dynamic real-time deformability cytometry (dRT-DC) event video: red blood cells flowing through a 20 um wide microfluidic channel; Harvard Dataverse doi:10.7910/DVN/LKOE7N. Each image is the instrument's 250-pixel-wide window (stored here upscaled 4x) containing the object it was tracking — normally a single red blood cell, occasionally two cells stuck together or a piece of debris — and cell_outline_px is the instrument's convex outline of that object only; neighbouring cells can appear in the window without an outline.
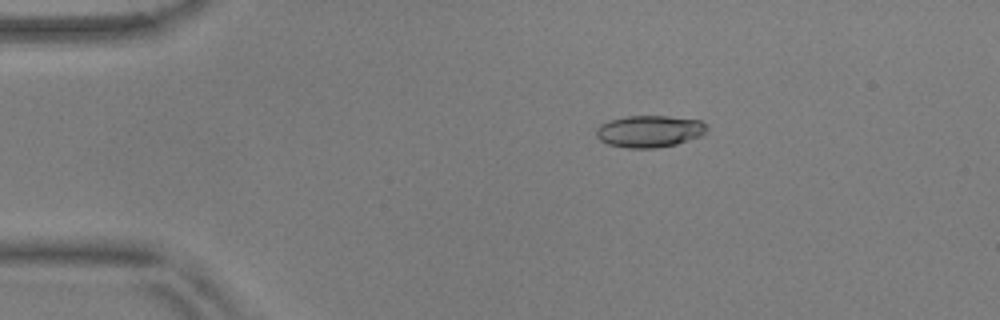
{"species": "common noctule bat (a hibernating species)", "species_latin": "Nyctalus noctula", "temperature_condition": "warm", "stored_images_in_passage": 55, "camera_frame_rate_fps": 3000, "um_per_image_px": 0.085, "animal": {"sex": "male", "body_mass_g": 17.9, "forearm_length_mm": 54.2}, "frame": {"image": 1, "passage_image": 10, "time_ms": 3.0, "image_size_px": [1000, 320], "cell_outline_px": [[708, 132], [700, 136], [676, 144], [656, 148], [628, 148], [608, 144], [600, 140], [596, 136], [596, 128], [600, 124], [608, 120], [628, 116], [668, 116], [700, 120], [708, 128]], "centroid_in_image_um": [55.19, 11.16], "position_along_channel_um": 29.8, "area_um2": 20.63}}
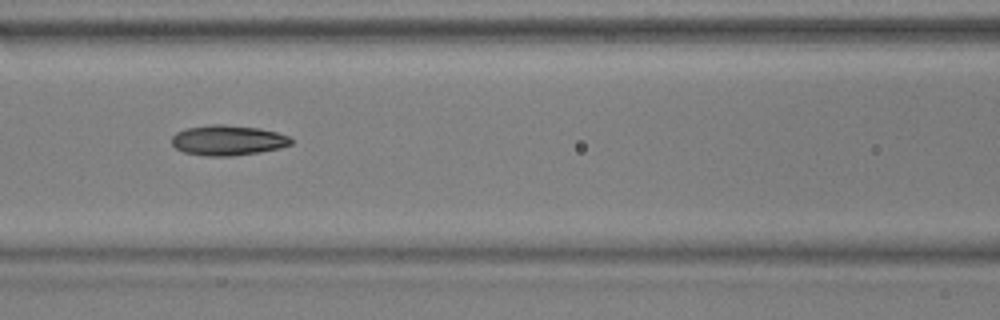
{"frame": {"image": 2, "passage_image": 24, "time_ms": 7.667, "image_size_px": [1000, 320], "cell_outline_px": [[292, 144], [280, 148], [260, 152], [228, 156], [204, 156], [184, 152], [176, 148], [172, 144], [172, 136], [176, 132], [184, 128], [212, 124], [224, 124], [260, 128], [276, 132], [288, 136], [292, 140]], "centroid_in_image_um": [19.35, 11.92], "position_along_channel_um": 147.3, "area_um2": 21.1}}
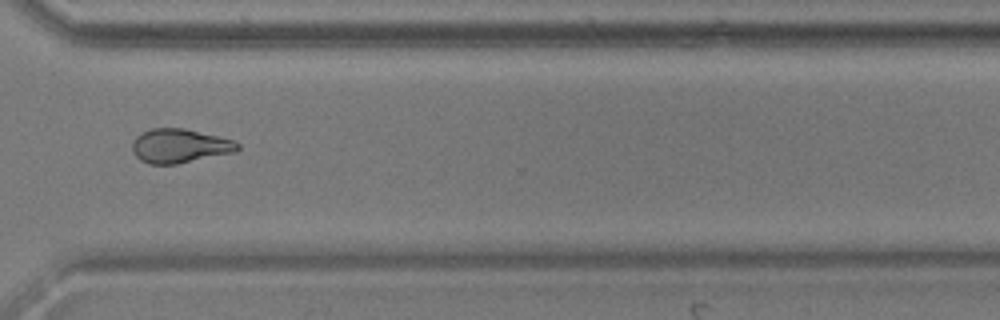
{"frame": {"image": 3, "passage_image": 41, "time_ms": 13.333, "image_size_px": [1000, 320], "cell_outline_px": [[240, 148], [236, 152], [176, 164], [148, 164], [140, 160], [136, 156], [132, 148], [132, 144], [136, 136], [152, 128], [184, 128], [232, 140], [240, 144]], "centroid_in_image_um": [15.27, 12.41], "position_along_channel_um": 355.3, "area_um2": 20.75}, "authors_computed_cell_mechanics": {"area_um2": 20.7502, "velocity_mm_per_s": 3.6709, "shape_relaxation_time_tau1_ms": 6.34, "shape_relaxation_time_tau2_ms": 2.2631, "deformation_change_tau1": 0.1546, "deformation_change_tau2": 0.092}}